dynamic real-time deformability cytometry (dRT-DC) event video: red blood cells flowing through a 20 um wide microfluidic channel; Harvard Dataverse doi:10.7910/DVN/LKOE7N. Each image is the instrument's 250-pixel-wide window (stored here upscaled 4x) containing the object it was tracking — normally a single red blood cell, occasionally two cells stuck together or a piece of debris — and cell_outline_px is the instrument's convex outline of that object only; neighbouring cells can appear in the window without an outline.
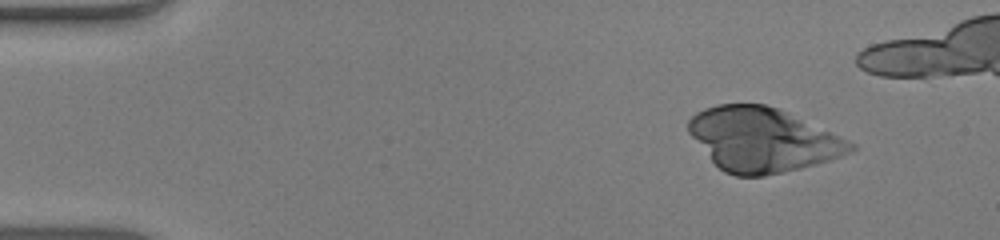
{"species": "human", "species_latin": "Homo sapiens", "temperature_condition": "warm", "stored_images_in_passage": 47, "camera_frame_rate_fps": 3000, "um_per_image_px": 0.085, "donor": {"sex": "male"}, "frame": {"image": 1, "passage_image": 6, "time_ms": 1.667, "image_size_px": [1000, 240], "cell_outline_px": [[856, 148], [840, 156], [828, 160], [800, 168], [784, 172], [764, 176], [736, 176], [724, 172], [712, 160], [688, 132], [688, 120], [696, 112], [704, 108], [716, 104], [764, 104], [776, 108], [848, 140], [856, 144]], "centroid_in_image_um": [64.77, 11.87], "position_along_channel_um": 20.2, "area_um2": 59.42}}